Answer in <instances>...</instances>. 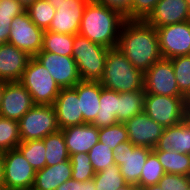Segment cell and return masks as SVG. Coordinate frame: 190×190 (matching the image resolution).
Instances as JSON below:
<instances>
[{
	"instance_id": "obj_13",
	"label": "cell",
	"mask_w": 190,
	"mask_h": 190,
	"mask_svg": "<svg viewBox=\"0 0 190 190\" xmlns=\"http://www.w3.org/2000/svg\"><path fill=\"white\" fill-rule=\"evenodd\" d=\"M34 57L49 71L61 89L72 88L81 81L77 64L72 56L41 50Z\"/></svg>"
},
{
	"instance_id": "obj_7",
	"label": "cell",
	"mask_w": 190,
	"mask_h": 190,
	"mask_svg": "<svg viewBox=\"0 0 190 190\" xmlns=\"http://www.w3.org/2000/svg\"><path fill=\"white\" fill-rule=\"evenodd\" d=\"M21 142L42 140L59 130L53 105L35 104L18 121Z\"/></svg>"
},
{
	"instance_id": "obj_21",
	"label": "cell",
	"mask_w": 190,
	"mask_h": 190,
	"mask_svg": "<svg viewBox=\"0 0 190 190\" xmlns=\"http://www.w3.org/2000/svg\"><path fill=\"white\" fill-rule=\"evenodd\" d=\"M169 150L190 154V123L186 119L178 124L165 127L157 145L152 149V151Z\"/></svg>"
},
{
	"instance_id": "obj_16",
	"label": "cell",
	"mask_w": 190,
	"mask_h": 190,
	"mask_svg": "<svg viewBox=\"0 0 190 190\" xmlns=\"http://www.w3.org/2000/svg\"><path fill=\"white\" fill-rule=\"evenodd\" d=\"M129 141L135 146L153 149L162 135L164 128L145 112L133 116L125 123Z\"/></svg>"
},
{
	"instance_id": "obj_23",
	"label": "cell",
	"mask_w": 190,
	"mask_h": 190,
	"mask_svg": "<svg viewBox=\"0 0 190 190\" xmlns=\"http://www.w3.org/2000/svg\"><path fill=\"white\" fill-rule=\"evenodd\" d=\"M80 100L83 124L92 123L100 109V94L103 86L100 82L80 81L73 87Z\"/></svg>"
},
{
	"instance_id": "obj_34",
	"label": "cell",
	"mask_w": 190,
	"mask_h": 190,
	"mask_svg": "<svg viewBox=\"0 0 190 190\" xmlns=\"http://www.w3.org/2000/svg\"><path fill=\"white\" fill-rule=\"evenodd\" d=\"M165 170L157 155L152 151L143 166L142 173L139 180V187H145L158 184L160 179L164 176Z\"/></svg>"
},
{
	"instance_id": "obj_49",
	"label": "cell",
	"mask_w": 190,
	"mask_h": 190,
	"mask_svg": "<svg viewBox=\"0 0 190 190\" xmlns=\"http://www.w3.org/2000/svg\"><path fill=\"white\" fill-rule=\"evenodd\" d=\"M186 120L190 123V104H188L186 109Z\"/></svg>"
},
{
	"instance_id": "obj_14",
	"label": "cell",
	"mask_w": 190,
	"mask_h": 190,
	"mask_svg": "<svg viewBox=\"0 0 190 190\" xmlns=\"http://www.w3.org/2000/svg\"><path fill=\"white\" fill-rule=\"evenodd\" d=\"M54 1L56 11L48 31L70 35L78 34L84 9L90 0Z\"/></svg>"
},
{
	"instance_id": "obj_10",
	"label": "cell",
	"mask_w": 190,
	"mask_h": 190,
	"mask_svg": "<svg viewBox=\"0 0 190 190\" xmlns=\"http://www.w3.org/2000/svg\"><path fill=\"white\" fill-rule=\"evenodd\" d=\"M10 26L7 43L26 51L31 57L42 50L44 30L32 22L27 11L16 16Z\"/></svg>"
},
{
	"instance_id": "obj_46",
	"label": "cell",
	"mask_w": 190,
	"mask_h": 190,
	"mask_svg": "<svg viewBox=\"0 0 190 190\" xmlns=\"http://www.w3.org/2000/svg\"><path fill=\"white\" fill-rule=\"evenodd\" d=\"M138 190H163L158 184L145 186V187H138Z\"/></svg>"
},
{
	"instance_id": "obj_18",
	"label": "cell",
	"mask_w": 190,
	"mask_h": 190,
	"mask_svg": "<svg viewBox=\"0 0 190 190\" xmlns=\"http://www.w3.org/2000/svg\"><path fill=\"white\" fill-rule=\"evenodd\" d=\"M189 20L190 12L186 0H160L145 21L157 29Z\"/></svg>"
},
{
	"instance_id": "obj_30",
	"label": "cell",
	"mask_w": 190,
	"mask_h": 190,
	"mask_svg": "<svg viewBox=\"0 0 190 190\" xmlns=\"http://www.w3.org/2000/svg\"><path fill=\"white\" fill-rule=\"evenodd\" d=\"M17 148L36 171L46 166V147L43 140L20 142Z\"/></svg>"
},
{
	"instance_id": "obj_42",
	"label": "cell",
	"mask_w": 190,
	"mask_h": 190,
	"mask_svg": "<svg viewBox=\"0 0 190 190\" xmlns=\"http://www.w3.org/2000/svg\"><path fill=\"white\" fill-rule=\"evenodd\" d=\"M25 11L26 9L17 0H0V14L16 17Z\"/></svg>"
},
{
	"instance_id": "obj_36",
	"label": "cell",
	"mask_w": 190,
	"mask_h": 190,
	"mask_svg": "<svg viewBox=\"0 0 190 190\" xmlns=\"http://www.w3.org/2000/svg\"><path fill=\"white\" fill-rule=\"evenodd\" d=\"M72 165V179L77 181H88L96 174L91 164L88 153H76L69 157Z\"/></svg>"
},
{
	"instance_id": "obj_29",
	"label": "cell",
	"mask_w": 190,
	"mask_h": 190,
	"mask_svg": "<svg viewBox=\"0 0 190 190\" xmlns=\"http://www.w3.org/2000/svg\"><path fill=\"white\" fill-rule=\"evenodd\" d=\"M26 11L32 22L45 31L55 15L56 3L54 0H37Z\"/></svg>"
},
{
	"instance_id": "obj_26",
	"label": "cell",
	"mask_w": 190,
	"mask_h": 190,
	"mask_svg": "<svg viewBox=\"0 0 190 190\" xmlns=\"http://www.w3.org/2000/svg\"><path fill=\"white\" fill-rule=\"evenodd\" d=\"M166 173L190 177V154H182L173 150L153 151Z\"/></svg>"
},
{
	"instance_id": "obj_6",
	"label": "cell",
	"mask_w": 190,
	"mask_h": 190,
	"mask_svg": "<svg viewBox=\"0 0 190 190\" xmlns=\"http://www.w3.org/2000/svg\"><path fill=\"white\" fill-rule=\"evenodd\" d=\"M188 99L185 96L145 94L144 112L161 124L169 127L186 119Z\"/></svg>"
},
{
	"instance_id": "obj_25",
	"label": "cell",
	"mask_w": 190,
	"mask_h": 190,
	"mask_svg": "<svg viewBox=\"0 0 190 190\" xmlns=\"http://www.w3.org/2000/svg\"><path fill=\"white\" fill-rule=\"evenodd\" d=\"M100 109L95 120L91 123L97 128H103L118 123L116 111L118 110V92L107 88L101 89Z\"/></svg>"
},
{
	"instance_id": "obj_39",
	"label": "cell",
	"mask_w": 190,
	"mask_h": 190,
	"mask_svg": "<svg viewBox=\"0 0 190 190\" xmlns=\"http://www.w3.org/2000/svg\"><path fill=\"white\" fill-rule=\"evenodd\" d=\"M158 185L163 190H188L190 188V177L165 173Z\"/></svg>"
},
{
	"instance_id": "obj_44",
	"label": "cell",
	"mask_w": 190,
	"mask_h": 190,
	"mask_svg": "<svg viewBox=\"0 0 190 190\" xmlns=\"http://www.w3.org/2000/svg\"><path fill=\"white\" fill-rule=\"evenodd\" d=\"M0 190H4L3 183V152L0 151Z\"/></svg>"
},
{
	"instance_id": "obj_4",
	"label": "cell",
	"mask_w": 190,
	"mask_h": 190,
	"mask_svg": "<svg viewBox=\"0 0 190 190\" xmlns=\"http://www.w3.org/2000/svg\"><path fill=\"white\" fill-rule=\"evenodd\" d=\"M108 50L109 48L96 44L80 34L74 35L72 57L77 64L81 81L101 80Z\"/></svg>"
},
{
	"instance_id": "obj_35",
	"label": "cell",
	"mask_w": 190,
	"mask_h": 190,
	"mask_svg": "<svg viewBox=\"0 0 190 190\" xmlns=\"http://www.w3.org/2000/svg\"><path fill=\"white\" fill-rule=\"evenodd\" d=\"M95 173L115 164L114 152L111 147L98 142L88 152Z\"/></svg>"
},
{
	"instance_id": "obj_19",
	"label": "cell",
	"mask_w": 190,
	"mask_h": 190,
	"mask_svg": "<svg viewBox=\"0 0 190 190\" xmlns=\"http://www.w3.org/2000/svg\"><path fill=\"white\" fill-rule=\"evenodd\" d=\"M31 56L10 43L0 45V81L19 82Z\"/></svg>"
},
{
	"instance_id": "obj_32",
	"label": "cell",
	"mask_w": 190,
	"mask_h": 190,
	"mask_svg": "<svg viewBox=\"0 0 190 190\" xmlns=\"http://www.w3.org/2000/svg\"><path fill=\"white\" fill-rule=\"evenodd\" d=\"M93 179L96 190H116L126 184L120 167L116 164L97 172Z\"/></svg>"
},
{
	"instance_id": "obj_43",
	"label": "cell",
	"mask_w": 190,
	"mask_h": 190,
	"mask_svg": "<svg viewBox=\"0 0 190 190\" xmlns=\"http://www.w3.org/2000/svg\"><path fill=\"white\" fill-rule=\"evenodd\" d=\"M14 18L13 15L0 14V45L7 43L11 30L10 24Z\"/></svg>"
},
{
	"instance_id": "obj_1",
	"label": "cell",
	"mask_w": 190,
	"mask_h": 190,
	"mask_svg": "<svg viewBox=\"0 0 190 190\" xmlns=\"http://www.w3.org/2000/svg\"><path fill=\"white\" fill-rule=\"evenodd\" d=\"M117 47L142 73L163 58L156 29L144 20H125Z\"/></svg>"
},
{
	"instance_id": "obj_33",
	"label": "cell",
	"mask_w": 190,
	"mask_h": 190,
	"mask_svg": "<svg viewBox=\"0 0 190 190\" xmlns=\"http://www.w3.org/2000/svg\"><path fill=\"white\" fill-rule=\"evenodd\" d=\"M175 73L179 91L190 99V55L170 59Z\"/></svg>"
},
{
	"instance_id": "obj_5",
	"label": "cell",
	"mask_w": 190,
	"mask_h": 190,
	"mask_svg": "<svg viewBox=\"0 0 190 190\" xmlns=\"http://www.w3.org/2000/svg\"><path fill=\"white\" fill-rule=\"evenodd\" d=\"M19 82L31 94L35 104L53 105L61 91L49 71L35 57L29 59Z\"/></svg>"
},
{
	"instance_id": "obj_37",
	"label": "cell",
	"mask_w": 190,
	"mask_h": 190,
	"mask_svg": "<svg viewBox=\"0 0 190 190\" xmlns=\"http://www.w3.org/2000/svg\"><path fill=\"white\" fill-rule=\"evenodd\" d=\"M99 142L111 147L112 150L120 143L129 141L127 129L124 123H116L111 126L98 128Z\"/></svg>"
},
{
	"instance_id": "obj_2",
	"label": "cell",
	"mask_w": 190,
	"mask_h": 190,
	"mask_svg": "<svg viewBox=\"0 0 190 190\" xmlns=\"http://www.w3.org/2000/svg\"><path fill=\"white\" fill-rule=\"evenodd\" d=\"M124 21L125 17L118 11L90 0L84 9L78 34L103 47L115 48Z\"/></svg>"
},
{
	"instance_id": "obj_11",
	"label": "cell",
	"mask_w": 190,
	"mask_h": 190,
	"mask_svg": "<svg viewBox=\"0 0 190 190\" xmlns=\"http://www.w3.org/2000/svg\"><path fill=\"white\" fill-rule=\"evenodd\" d=\"M143 88L146 94L184 96L178 89L172 62L165 58L154 63L144 73Z\"/></svg>"
},
{
	"instance_id": "obj_9",
	"label": "cell",
	"mask_w": 190,
	"mask_h": 190,
	"mask_svg": "<svg viewBox=\"0 0 190 190\" xmlns=\"http://www.w3.org/2000/svg\"><path fill=\"white\" fill-rule=\"evenodd\" d=\"M113 152L115 164L120 167L125 182L139 187L143 166L152 149L135 146L130 141H126L117 145Z\"/></svg>"
},
{
	"instance_id": "obj_31",
	"label": "cell",
	"mask_w": 190,
	"mask_h": 190,
	"mask_svg": "<svg viewBox=\"0 0 190 190\" xmlns=\"http://www.w3.org/2000/svg\"><path fill=\"white\" fill-rule=\"evenodd\" d=\"M20 142L18 121L0 116V151L17 148Z\"/></svg>"
},
{
	"instance_id": "obj_50",
	"label": "cell",
	"mask_w": 190,
	"mask_h": 190,
	"mask_svg": "<svg viewBox=\"0 0 190 190\" xmlns=\"http://www.w3.org/2000/svg\"><path fill=\"white\" fill-rule=\"evenodd\" d=\"M186 1H187L188 7H189V12H190V0H186Z\"/></svg>"
},
{
	"instance_id": "obj_15",
	"label": "cell",
	"mask_w": 190,
	"mask_h": 190,
	"mask_svg": "<svg viewBox=\"0 0 190 190\" xmlns=\"http://www.w3.org/2000/svg\"><path fill=\"white\" fill-rule=\"evenodd\" d=\"M34 105L31 94L20 82H5L0 116L19 121Z\"/></svg>"
},
{
	"instance_id": "obj_12",
	"label": "cell",
	"mask_w": 190,
	"mask_h": 190,
	"mask_svg": "<svg viewBox=\"0 0 190 190\" xmlns=\"http://www.w3.org/2000/svg\"><path fill=\"white\" fill-rule=\"evenodd\" d=\"M162 57L190 55V20L156 29Z\"/></svg>"
},
{
	"instance_id": "obj_45",
	"label": "cell",
	"mask_w": 190,
	"mask_h": 190,
	"mask_svg": "<svg viewBox=\"0 0 190 190\" xmlns=\"http://www.w3.org/2000/svg\"><path fill=\"white\" fill-rule=\"evenodd\" d=\"M25 9H28L37 0H17Z\"/></svg>"
},
{
	"instance_id": "obj_24",
	"label": "cell",
	"mask_w": 190,
	"mask_h": 190,
	"mask_svg": "<svg viewBox=\"0 0 190 190\" xmlns=\"http://www.w3.org/2000/svg\"><path fill=\"white\" fill-rule=\"evenodd\" d=\"M144 88L137 91L118 93V110L116 117L118 122L125 123L133 116L144 112Z\"/></svg>"
},
{
	"instance_id": "obj_20",
	"label": "cell",
	"mask_w": 190,
	"mask_h": 190,
	"mask_svg": "<svg viewBox=\"0 0 190 190\" xmlns=\"http://www.w3.org/2000/svg\"><path fill=\"white\" fill-rule=\"evenodd\" d=\"M69 156L88 153L99 142L98 128L91 123L70 126L62 129Z\"/></svg>"
},
{
	"instance_id": "obj_38",
	"label": "cell",
	"mask_w": 190,
	"mask_h": 190,
	"mask_svg": "<svg viewBox=\"0 0 190 190\" xmlns=\"http://www.w3.org/2000/svg\"><path fill=\"white\" fill-rule=\"evenodd\" d=\"M160 0H132L131 12L125 20H146Z\"/></svg>"
},
{
	"instance_id": "obj_41",
	"label": "cell",
	"mask_w": 190,
	"mask_h": 190,
	"mask_svg": "<svg viewBox=\"0 0 190 190\" xmlns=\"http://www.w3.org/2000/svg\"><path fill=\"white\" fill-rule=\"evenodd\" d=\"M55 190H96V188L94 179L82 182L71 178L62 183Z\"/></svg>"
},
{
	"instance_id": "obj_47",
	"label": "cell",
	"mask_w": 190,
	"mask_h": 190,
	"mask_svg": "<svg viewBox=\"0 0 190 190\" xmlns=\"http://www.w3.org/2000/svg\"><path fill=\"white\" fill-rule=\"evenodd\" d=\"M116 190H138V187L136 185L126 183L124 186Z\"/></svg>"
},
{
	"instance_id": "obj_48",
	"label": "cell",
	"mask_w": 190,
	"mask_h": 190,
	"mask_svg": "<svg viewBox=\"0 0 190 190\" xmlns=\"http://www.w3.org/2000/svg\"><path fill=\"white\" fill-rule=\"evenodd\" d=\"M4 85H5V82L0 81V107H1L2 96H3V92H4Z\"/></svg>"
},
{
	"instance_id": "obj_3",
	"label": "cell",
	"mask_w": 190,
	"mask_h": 190,
	"mask_svg": "<svg viewBox=\"0 0 190 190\" xmlns=\"http://www.w3.org/2000/svg\"><path fill=\"white\" fill-rule=\"evenodd\" d=\"M144 73L136 69L118 47L109 48L104 73L99 81L109 90L118 93L143 89Z\"/></svg>"
},
{
	"instance_id": "obj_28",
	"label": "cell",
	"mask_w": 190,
	"mask_h": 190,
	"mask_svg": "<svg viewBox=\"0 0 190 190\" xmlns=\"http://www.w3.org/2000/svg\"><path fill=\"white\" fill-rule=\"evenodd\" d=\"M74 35L44 31L42 51L62 56H72Z\"/></svg>"
},
{
	"instance_id": "obj_27",
	"label": "cell",
	"mask_w": 190,
	"mask_h": 190,
	"mask_svg": "<svg viewBox=\"0 0 190 190\" xmlns=\"http://www.w3.org/2000/svg\"><path fill=\"white\" fill-rule=\"evenodd\" d=\"M45 147L46 166L56 165L60 162L69 160V154L62 130L51 133L42 139Z\"/></svg>"
},
{
	"instance_id": "obj_22",
	"label": "cell",
	"mask_w": 190,
	"mask_h": 190,
	"mask_svg": "<svg viewBox=\"0 0 190 190\" xmlns=\"http://www.w3.org/2000/svg\"><path fill=\"white\" fill-rule=\"evenodd\" d=\"M71 178L72 165L70 159L56 165L45 166L36 171L32 190H55Z\"/></svg>"
},
{
	"instance_id": "obj_17",
	"label": "cell",
	"mask_w": 190,
	"mask_h": 190,
	"mask_svg": "<svg viewBox=\"0 0 190 190\" xmlns=\"http://www.w3.org/2000/svg\"><path fill=\"white\" fill-rule=\"evenodd\" d=\"M53 107L56 112L59 130L83 124L80 100L77 91L72 88H62L54 101Z\"/></svg>"
},
{
	"instance_id": "obj_8",
	"label": "cell",
	"mask_w": 190,
	"mask_h": 190,
	"mask_svg": "<svg viewBox=\"0 0 190 190\" xmlns=\"http://www.w3.org/2000/svg\"><path fill=\"white\" fill-rule=\"evenodd\" d=\"M36 170L18 148L3 152L4 190H32Z\"/></svg>"
},
{
	"instance_id": "obj_40",
	"label": "cell",
	"mask_w": 190,
	"mask_h": 190,
	"mask_svg": "<svg viewBox=\"0 0 190 190\" xmlns=\"http://www.w3.org/2000/svg\"><path fill=\"white\" fill-rule=\"evenodd\" d=\"M110 9L118 11L123 17L131 12L132 0H93Z\"/></svg>"
}]
</instances>
